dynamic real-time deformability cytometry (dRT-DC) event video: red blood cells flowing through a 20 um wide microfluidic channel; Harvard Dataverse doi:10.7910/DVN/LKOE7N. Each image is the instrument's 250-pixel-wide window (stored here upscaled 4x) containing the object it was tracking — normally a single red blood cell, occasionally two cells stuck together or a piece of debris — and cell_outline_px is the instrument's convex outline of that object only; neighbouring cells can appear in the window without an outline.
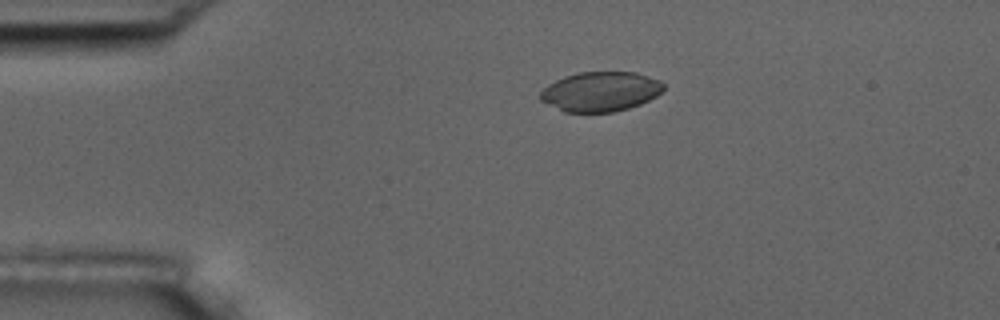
{"species": "common noctule bat (a hibernating species)", "species_latin": "Nyctalus noctula", "temperature_condition": "room temperature", "stored_images_in_passage": 4, "camera_frame_rate_fps": 3000, "um_per_image_px": 0.085, "animal": {"sex": "male", "body_mass_g": 17.5, "forearm_length_mm": 52.3}, "frame": {"image": 1, "passage_image": 4, "time_ms": 1.0, "image_size_px": [1000, 320], "cell_outline_px": [[664, 88], [656, 96], [640, 104], [616, 112], [564, 112], [540, 100], [540, 92], [548, 84], [564, 76], [576, 72], [636, 72], [660, 80], [664, 84]], "centroid_in_image_um": [51.03, 7.78], "position_along_channel_um": 34.0, "area_um2": 28.55}}